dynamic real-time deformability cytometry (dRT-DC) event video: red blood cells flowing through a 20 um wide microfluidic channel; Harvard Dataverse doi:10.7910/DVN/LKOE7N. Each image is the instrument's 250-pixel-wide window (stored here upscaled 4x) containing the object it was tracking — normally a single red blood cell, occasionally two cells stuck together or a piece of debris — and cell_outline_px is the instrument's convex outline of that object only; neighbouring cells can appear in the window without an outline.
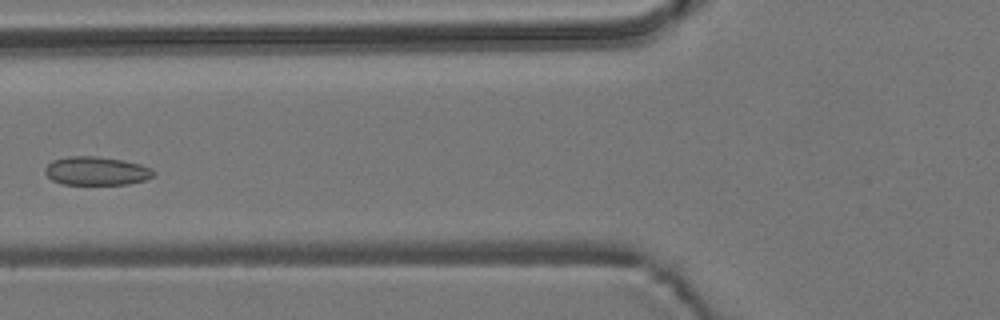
{"species": "common noctule bat (a hibernating species)", "species_latin": "Nyctalus noctula", "temperature_condition": "room temperature", "stored_images_in_passage": 6, "camera_frame_rate_fps": 3000, "um_per_image_px": 0.085, "animal": {"sex": "male", "body_mass_g": 19.2, "forearm_length_mm": 51.8}, "frame": {"image": 1, "passage_image": 5, "time_ms": 5.667, "image_size_px": [1000, 320], "cell_outline_px": [[156, 172], [152, 176], [144, 180], [128, 184], [64, 184], [52, 180], [44, 172], [44, 168], [52, 160], [68, 156], [96, 156], [124, 160], [140, 164], [152, 168]], "centroid_in_image_um": [8.19, 14.52], "position_along_channel_um": 117.6, "area_um2": 18.09}}
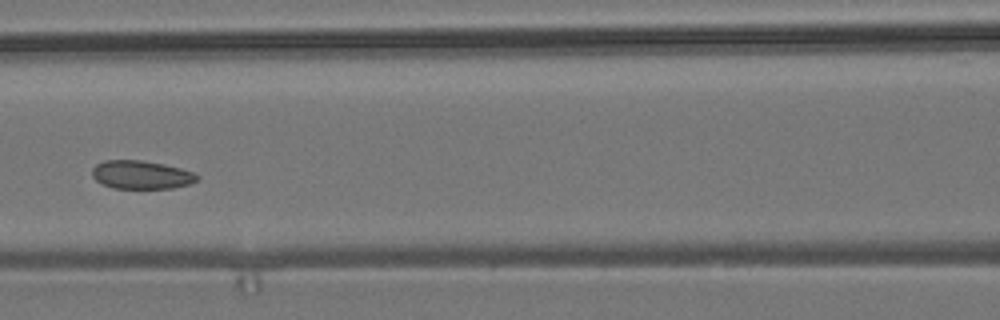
{"frame": {"image": 2, "passage_image": 6, "time_ms": 6.667, "image_size_px": [1000, 320], "cell_outline_px": [[200, 176], [196, 180], [188, 184], [172, 188], [112, 188], [96, 180], [92, 176], [92, 168], [96, 164], [104, 160], [140, 160], [164, 164], [180, 168], [192, 172]], "centroid_in_image_um": [11.98, 14.85], "position_along_channel_um": 154.6, "area_um2": 17.22}}